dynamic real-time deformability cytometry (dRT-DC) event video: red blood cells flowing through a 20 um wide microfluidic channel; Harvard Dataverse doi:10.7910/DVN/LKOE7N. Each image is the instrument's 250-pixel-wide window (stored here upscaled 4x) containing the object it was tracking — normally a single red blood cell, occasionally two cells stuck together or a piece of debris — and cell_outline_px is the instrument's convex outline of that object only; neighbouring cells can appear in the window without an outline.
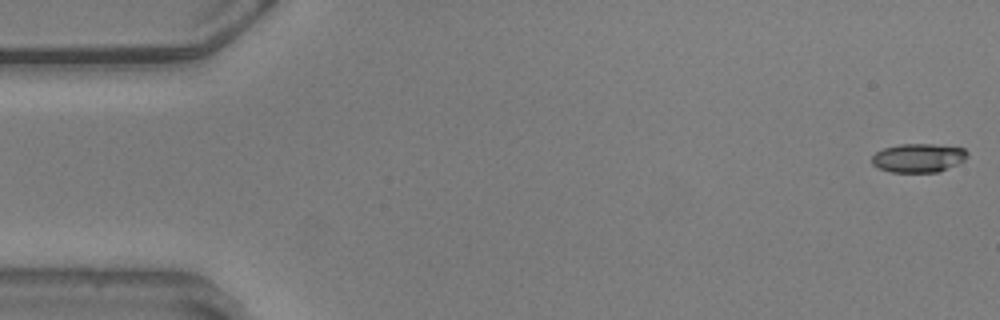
{"species": "common noctule bat (a hibernating species)", "species_latin": "Nyctalus noctula", "temperature_condition": "warm", "stored_images_in_passage": 56, "camera_frame_rate_fps": 3000, "um_per_image_px": 0.085, "animal": {"sex": "male", "body_mass_g": 20.5, "forearm_length_mm": 52.5}, "frame": {"image": 1, "passage_image": 1, "time_ms": 0.0, "image_size_px": [1000, 320], "cell_outline_px": [[968, 156], [964, 160], [956, 164], [936, 172], [892, 172], [876, 168], [872, 164], [872, 156], [876, 152], [884, 148], [900, 144], [932, 144], [964, 148], [968, 152]], "centroid_in_image_um": [78.04, 13.42], "position_along_channel_um": 7.0, "area_um2": 15.95}}
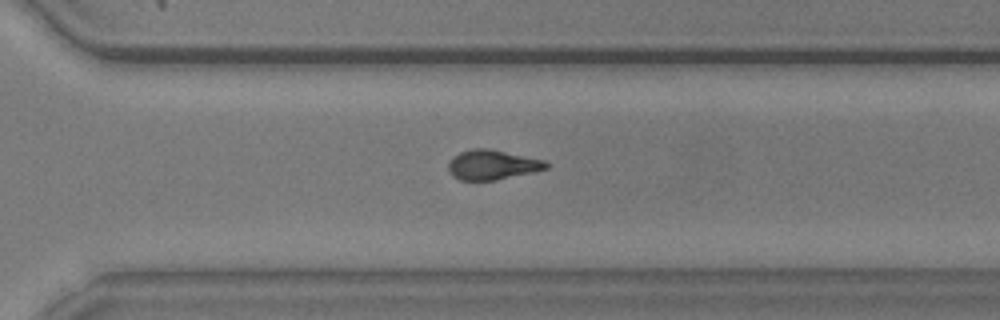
{"frame": {"image": 2, "passage_image": 39, "time_ms": 12.667, "image_size_px": [1000, 320], "cell_outline_px": [[548, 168], [532, 172], [496, 180], [460, 180], [452, 176], [448, 172], [448, 164], [452, 156], [460, 152], [472, 148], [488, 148], [544, 160], [548, 164]], "centroid_in_image_um": [41.79, 14.0], "position_along_channel_um": 328.8, "area_um2": 16.94}}
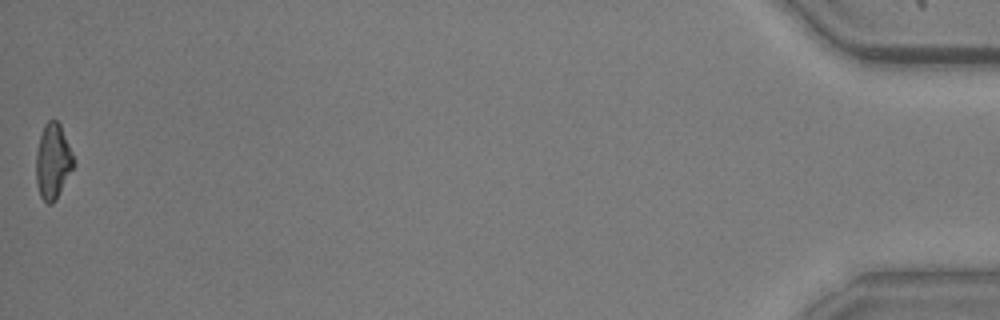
{"frame": {"image": 3, "passage_image": 56, "time_ms": 18.333, "image_size_px": [1000, 320], "cell_outline_px": [[76, 164], [56, 200], [52, 204], [48, 204], [40, 196], [36, 180], [36, 152], [40, 136], [44, 124], [48, 120], [56, 120], [60, 124], [76, 160]], "centroid_in_image_um": [4.52, 13.72], "position_along_channel_um": 430.7, "area_um2": 16.7}, "authors_computed_cell_mechanics": {"area_um2": 17.051, "velocity_mm_per_s": 3.6063, "shape_relaxation_time_tau1_ms": 4.9137, "shape_relaxation_time_tau2_ms": 3.2777, "deformation_change_tau1": 0.162, "deformation_change_tau2": 0.0864}}